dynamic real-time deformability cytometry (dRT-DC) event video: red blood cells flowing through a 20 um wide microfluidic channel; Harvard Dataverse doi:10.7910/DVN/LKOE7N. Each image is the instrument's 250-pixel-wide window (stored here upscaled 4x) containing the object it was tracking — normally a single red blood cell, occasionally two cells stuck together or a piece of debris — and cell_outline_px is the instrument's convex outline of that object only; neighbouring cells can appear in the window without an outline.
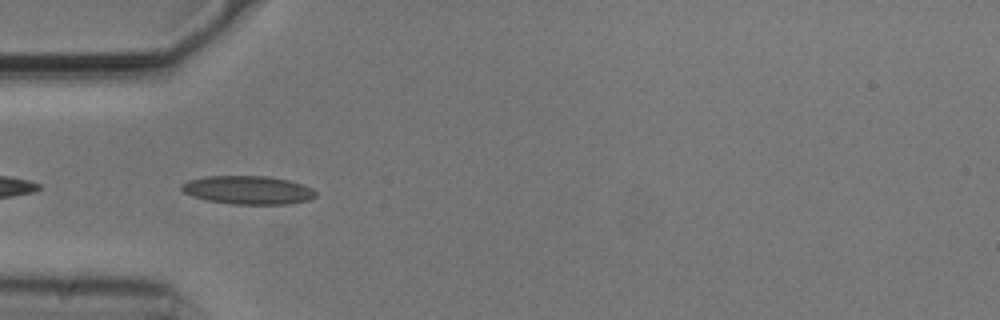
{"species": "common noctule bat (a hibernating species)", "species_latin": "Nyctalus noctula", "temperature_condition": "cold", "stored_images_in_passage": 6, "camera_frame_rate_fps": 3000, "um_per_image_px": 0.085, "animal": {"sex": "male", "body_mass_g": 20.5, "forearm_length_mm": 52.5}, "frame": {"image": 1, "passage_image": 4, "time_ms": 1.0, "image_size_px": [1000, 320], "cell_outline_px": [[316, 196], [308, 200], [288, 204], [232, 204], [208, 200], [192, 196], [184, 192], [180, 188], [180, 184], [188, 180], [208, 176], [268, 176], [288, 180], [304, 184], [312, 188], [316, 192]], "centroid_in_image_um": [21.09, 16.15], "position_along_channel_um": 63.9, "area_um2": 22.25}}
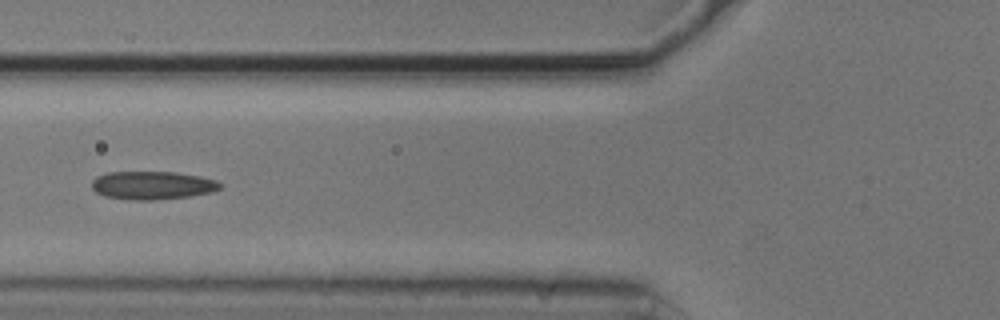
{"frame": {"image": 2, "passage_image": 5, "time_ms": 1.333, "image_size_px": [1000, 320], "cell_outline_px": [[224, 188], [212, 192], [188, 196], [152, 200], [132, 200], [104, 196], [96, 192], [92, 188], [92, 180], [96, 176], [108, 172], [176, 172], [200, 176], [216, 180], [224, 184]], "centroid_in_image_um": [12.98, 15.75], "position_along_channel_um": 112.8, "area_um2": 21.27}}
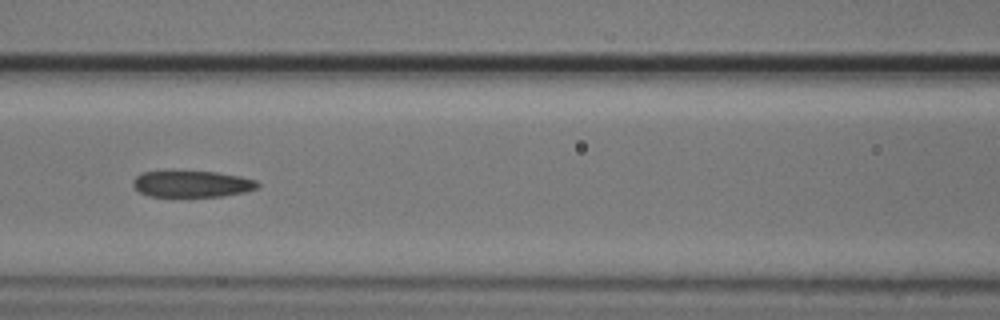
{"frame": {"image": 3, "passage_image": 6, "time_ms": 1.667, "image_size_px": [1000, 320], "cell_outline_px": [[260, 188], [244, 192], [224, 196], [148, 196], [140, 192], [132, 184], [132, 180], [136, 176], [144, 172], [216, 172], [240, 176], [256, 180], [260, 184]], "centroid_in_image_um": [16.36, 15.64], "position_along_channel_um": 150.2, "area_um2": 19.02}}